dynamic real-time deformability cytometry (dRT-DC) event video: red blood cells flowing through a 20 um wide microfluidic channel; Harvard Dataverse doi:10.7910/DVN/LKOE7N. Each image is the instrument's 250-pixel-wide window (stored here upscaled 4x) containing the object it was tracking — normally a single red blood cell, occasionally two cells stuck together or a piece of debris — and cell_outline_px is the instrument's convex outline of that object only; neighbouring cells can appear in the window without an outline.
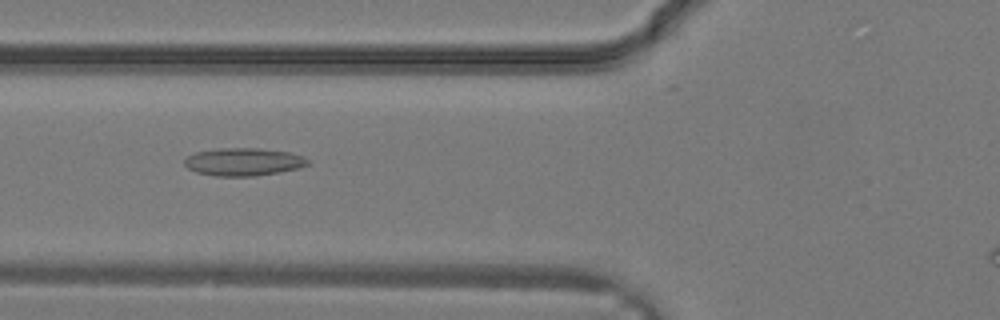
{"species": "common noctule bat (a hibernating species)", "species_latin": "Nyctalus noctula", "temperature_condition": "warm", "stored_images_in_passage": 15, "camera_frame_rate_fps": 3000, "um_per_image_px": 0.085, "animal": {"sex": "male", "body_mass_g": 19.2, "forearm_length_mm": 51.8}, "frame": {"image": 1, "passage_image": 5, "time_ms": 1.333, "image_size_px": [1000, 320], "cell_outline_px": [[308, 164], [300, 168], [256, 176], [216, 176], [196, 172], [188, 168], [184, 164], [184, 160], [188, 156], [196, 152], [220, 148], [260, 148], [288, 152], [304, 156], [308, 160]], "centroid_in_image_um": [20.7, 13.75], "position_along_channel_um": 105.1, "area_um2": 19.94}}
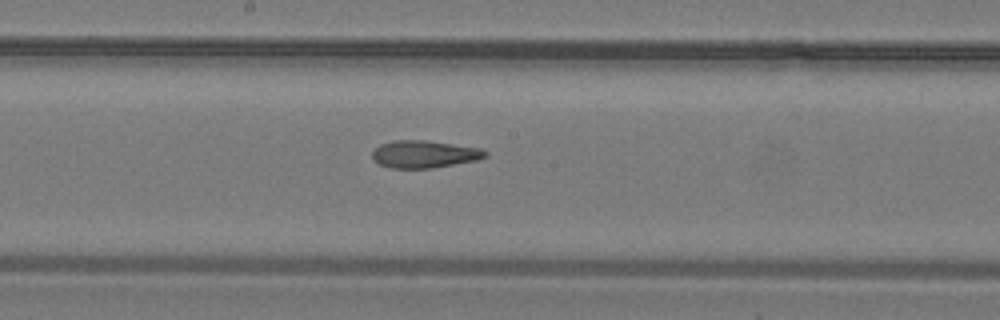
{"frame": {"image": 2, "passage_image": 10, "time_ms": 3.0, "image_size_px": [1000, 320], "cell_outline_px": [[488, 156], [476, 160], [432, 168], [392, 168], [380, 164], [372, 160], [372, 152], [380, 144], [392, 140], [424, 140], [480, 148], [488, 152]], "centroid_in_image_um": [36.04, 13.1], "position_along_channel_um": 212.2, "area_um2": 17.98}}
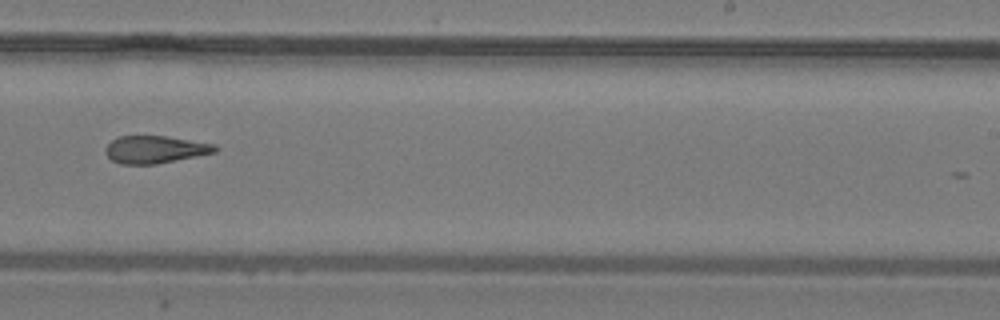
{"frame": {"image": 3, "passage_image": 13, "time_ms": 4.0, "image_size_px": [1000, 320], "cell_outline_px": [[220, 148], [216, 152], [156, 164], [120, 164], [112, 160], [104, 152], [104, 148], [112, 140], [120, 136], [168, 136], [216, 144]], "centroid_in_image_um": [13.2, 12.7], "position_along_channel_um": 275.8, "area_um2": 17.63}}